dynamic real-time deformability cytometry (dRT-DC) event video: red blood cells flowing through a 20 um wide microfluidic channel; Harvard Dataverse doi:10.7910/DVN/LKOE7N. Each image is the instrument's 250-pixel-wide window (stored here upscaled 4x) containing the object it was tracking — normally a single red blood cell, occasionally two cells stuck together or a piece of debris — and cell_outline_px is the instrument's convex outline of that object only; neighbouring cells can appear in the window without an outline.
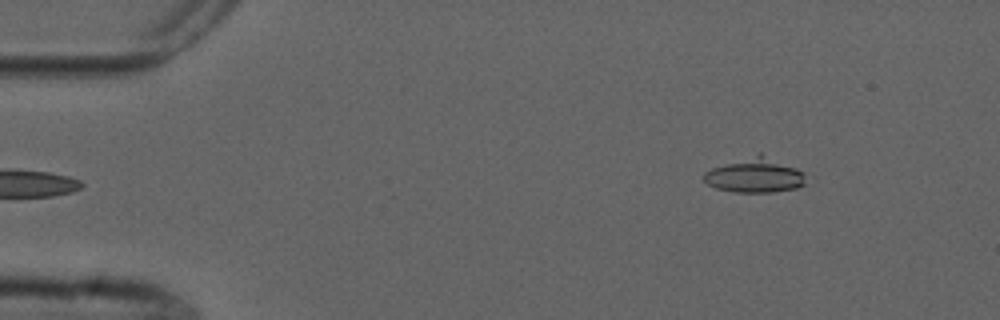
{"species": "common noctule bat (a hibernating species)", "species_latin": "Nyctalus noctula", "temperature_condition": "cold", "stored_images_in_passage": 5, "camera_frame_rate_fps": 3000, "um_per_image_px": 0.085, "animal": {"sex": "male", "forearm_length_mm": 52.5}, "frame": {"image": 1, "passage_image": 5, "time_ms": 5.333, "image_size_px": [1000, 320], "cell_outline_px": [[804, 184], [796, 188], [772, 192], [736, 192], [716, 188], [708, 184], [704, 180], [704, 172], [712, 168], [760, 152], [796, 168], [804, 172]], "centroid_in_image_um": [64.17, 14.9], "position_along_channel_um": 20.8, "area_um2": 20.35}}